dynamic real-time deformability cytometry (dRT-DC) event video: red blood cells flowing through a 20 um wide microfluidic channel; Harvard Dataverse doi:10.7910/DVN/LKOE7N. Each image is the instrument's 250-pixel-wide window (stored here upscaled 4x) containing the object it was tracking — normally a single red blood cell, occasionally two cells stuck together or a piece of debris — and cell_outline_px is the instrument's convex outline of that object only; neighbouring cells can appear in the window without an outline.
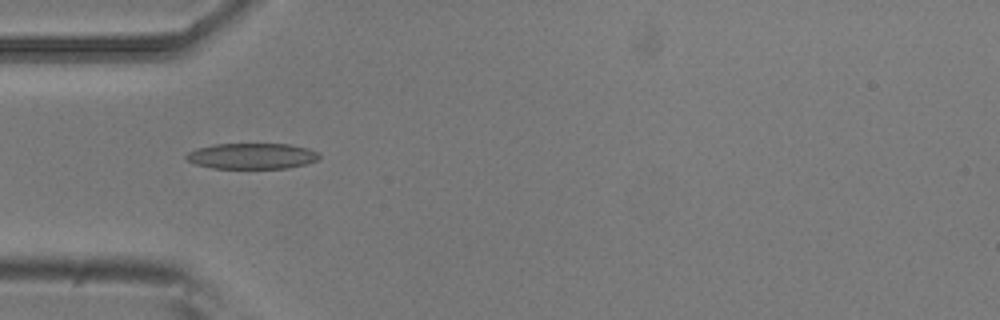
{"species": "common noctule bat (a hibernating species)", "species_latin": "Nyctalus noctula", "temperature_condition": "room temperature", "stored_images_in_passage": 4, "camera_frame_rate_fps": 3000, "um_per_image_px": 0.085, "animal": {"sex": "male", "body_mass_g": 20.5, "forearm_length_mm": 52.5}, "frame": {"image": 1, "passage_image": 2, "time_ms": 0.333, "image_size_px": [1000, 320], "cell_outline_px": [[320, 156], [316, 160], [308, 164], [288, 168], [212, 168], [196, 164], [188, 160], [184, 156], [188, 152], [196, 148], [216, 144], [288, 144], [308, 148], [316, 152]], "centroid_in_image_um": [21.41, 13.26], "position_along_channel_um": 63.6, "area_um2": 19.94}}
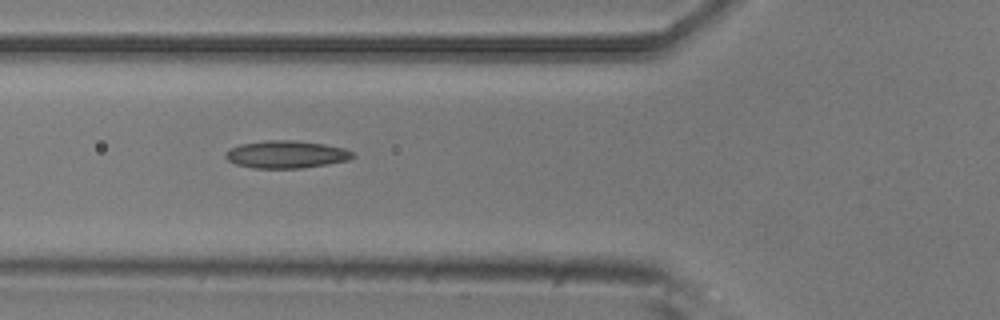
{"frame": {"image": 2, "passage_image": 3, "time_ms": 0.667, "image_size_px": [1000, 320], "cell_outline_px": [[356, 156], [348, 160], [328, 164], [300, 168], [252, 168], [236, 164], [228, 160], [224, 156], [224, 152], [240, 144], [264, 140], [296, 140], [324, 144], [344, 148], [352, 152]], "centroid_in_image_um": [24.32, 13.12], "position_along_channel_um": 101.5, "area_um2": 20.46}}
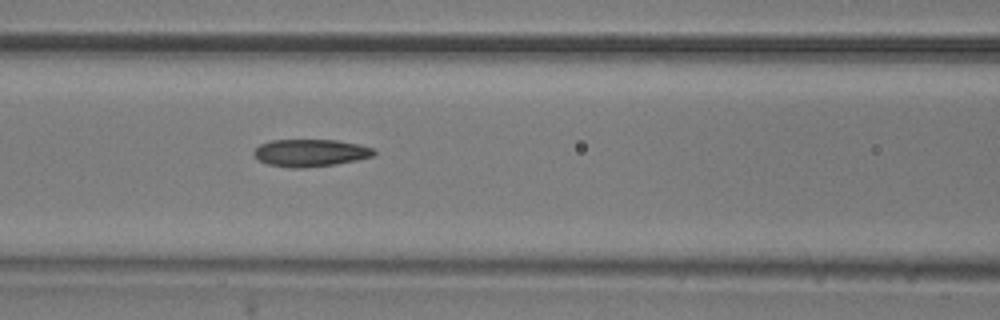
{"frame": {"image": 3, "passage_image": 4, "time_ms": 1.0, "image_size_px": [1000, 320], "cell_outline_px": [[376, 152], [372, 156], [356, 160], [332, 164], [300, 168], [292, 168], [268, 164], [260, 160], [252, 152], [260, 144], [272, 140], [340, 140], [360, 144], [372, 148]], "centroid_in_image_um": [26.38, 12.98], "position_along_channel_um": 140.2, "area_um2": 18.9}}